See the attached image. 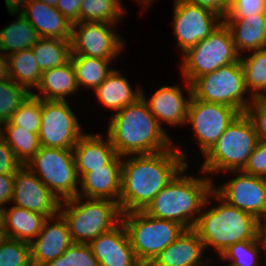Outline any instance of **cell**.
Returning a JSON list of instances; mask_svg holds the SVG:
<instances>
[{"label": "cell", "mask_w": 266, "mask_h": 266, "mask_svg": "<svg viewBox=\"0 0 266 266\" xmlns=\"http://www.w3.org/2000/svg\"><path fill=\"white\" fill-rule=\"evenodd\" d=\"M248 53L240 56V63L247 91L258 99L266 90V48Z\"/></svg>", "instance_id": "34"}, {"label": "cell", "mask_w": 266, "mask_h": 266, "mask_svg": "<svg viewBox=\"0 0 266 266\" xmlns=\"http://www.w3.org/2000/svg\"><path fill=\"white\" fill-rule=\"evenodd\" d=\"M122 0H84L79 9V22L119 24L128 11Z\"/></svg>", "instance_id": "33"}, {"label": "cell", "mask_w": 266, "mask_h": 266, "mask_svg": "<svg viewBox=\"0 0 266 266\" xmlns=\"http://www.w3.org/2000/svg\"><path fill=\"white\" fill-rule=\"evenodd\" d=\"M11 205L43 214L47 218L59 213L60 201L25 165L14 173Z\"/></svg>", "instance_id": "16"}, {"label": "cell", "mask_w": 266, "mask_h": 266, "mask_svg": "<svg viewBox=\"0 0 266 266\" xmlns=\"http://www.w3.org/2000/svg\"><path fill=\"white\" fill-rule=\"evenodd\" d=\"M115 26L117 24L95 21L72 24L71 55L110 60L115 64L126 49L123 37L115 32Z\"/></svg>", "instance_id": "11"}, {"label": "cell", "mask_w": 266, "mask_h": 266, "mask_svg": "<svg viewBox=\"0 0 266 266\" xmlns=\"http://www.w3.org/2000/svg\"><path fill=\"white\" fill-rule=\"evenodd\" d=\"M141 86L131 87L128 78L116 67L94 90L98 102L104 108L116 113L125 106L135 103L141 97Z\"/></svg>", "instance_id": "24"}, {"label": "cell", "mask_w": 266, "mask_h": 266, "mask_svg": "<svg viewBox=\"0 0 266 266\" xmlns=\"http://www.w3.org/2000/svg\"><path fill=\"white\" fill-rule=\"evenodd\" d=\"M188 165L154 197L143 210L146 214L177 222L185 229L194 227L209 193L213 190L215 180L200 170L203 177L186 173L189 170Z\"/></svg>", "instance_id": "4"}, {"label": "cell", "mask_w": 266, "mask_h": 266, "mask_svg": "<svg viewBox=\"0 0 266 266\" xmlns=\"http://www.w3.org/2000/svg\"><path fill=\"white\" fill-rule=\"evenodd\" d=\"M181 56V75L190 84L196 78L240 59L231 32L224 21L208 37L190 47Z\"/></svg>", "instance_id": "8"}, {"label": "cell", "mask_w": 266, "mask_h": 266, "mask_svg": "<svg viewBox=\"0 0 266 266\" xmlns=\"http://www.w3.org/2000/svg\"><path fill=\"white\" fill-rule=\"evenodd\" d=\"M30 258L28 242L5 238L0 243V266H18Z\"/></svg>", "instance_id": "39"}, {"label": "cell", "mask_w": 266, "mask_h": 266, "mask_svg": "<svg viewBox=\"0 0 266 266\" xmlns=\"http://www.w3.org/2000/svg\"><path fill=\"white\" fill-rule=\"evenodd\" d=\"M191 88L195 99L231 106L241 114L254 101L245 86L240 59L196 78Z\"/></svg>", "instance_id": "9"}, {"label": "cell", "mask_w": 266, "mask_h": 266, "mask_svg": "<svg viewBox=\"0 0 266 266\" xmlns=\"http://www.w3.org/2000/svg\"><path fill=\"white\" fill-rule=\"evenodd\" d=\"M113 114L105 134L118 156L153 154L173 146L172 137L141 97Z\"/></svg>", "instance_id": "2"}, {"label": "cell", "mask_w": 266, "mask_h": 266, "mask_svg": "<svg viewBox=\"0 0 266 266\" xmlns=\"http://www.w3.org/2000/svg\"><path fill=\"white\" fill-rule=\"evenodd\" d=\"M84 0H58L56 9L71 23L79 22V9Z\"/></svg>", "instance_id": "44"}, {"label": "cell", "mask_w": 266, "mask_h": 266, "mask_svg": "<svg viewBox=\"0 0 266 266\" xmlns=\"http://www.w3.org/2000/svg\"><path fill=\"white\" fill-rule=\"evenodd\" d=\"M255 14H266V0H231L223 19H242Z\"/></svg>", "instance_id": "40"}, {"label": "cell", "mask_w": 266, "mask_h": 266, "mask_svg": "<svg viewBox=\"0 0 266 266\" xmlns=\"http://www.w3.org/2000/svg\"><path fill=\"white\" fill-rule=\"evenodd\" d=\"M23 164L0 135V174H14Z\"/></svg>", "instance_id": "43"}, {"label": "cell", "mask_w": 266, "mask_h": 266, "mask_svg": "<svg viewBox=\"0 0 266 266\" xmlns=\"http://www.w3.org/2000/svg\"><path fill=\"white\" fill-rule=\"evenodd\" d=\"M59 213L68 224L73 243L83 244L116 227L122 215L117 202L79 196L60 201Z\"/></svg>", "instance_id": "5"}, {"label": "cell", "mask_w": 266, "mask_h": 266, "mask_svg": "<svg viewBox=\"0 0 266 266\" xmlns=\"http://www.w3.org/2000/svg\"><path fill=\"white\" fill-rule=\"evenodd\" d=\"M76 115L68 100H42L41 146L72 150L84 134Z\"/></svg>", "instance_id": "12"}, {"label": "cell", "mask_w": 266, "mask_h": 266, "mask_svg": "<svg viewBox=\"0 0 266 266\" xmlns=\"http://www.w3.org/2000/svg\"><path fill=\"white\" fill-rule=\"evenodd\" d=\"M122 157L117 156L104 168L92 169L79 179L77 196L109 199L119 204L121 191Z\"/></svg>", "instance_id": "22"}, {"label": "cell", "mask_w": 266, "mask_h": 266, "mask_svg": "<svg viewBox=\"0 0 266 266\" xmlns=\"http://www.w3.org/2000/svg\"><path fill=\"white\" fill-rule=\"evenodd\" d=\"M29 94L11 78L0 80V125L10 120Z\"/></svg>", "instance_id": "37"}, {"label": "cell", "mask_w": 266, "mask_h": 266, "mask_svg": "<svg viewBox=\"0 0 266 266\" xmlns=\"http://www.w3.org/2000/svg\"><path fill=\"white\" fill-rule=\"evenodd\" d=\"M13 187L14 174H0V209L2 211L11 203Z\"/></svg>", "instance_id": "46"}, {"label": "cell", "mask_w": 266, "mask_h": 266, "mask_svg": "<svg viewBox=\"0 0 266 266\" xmlns=\"http://www.w3.org/2000/svg\"><path fill=\"white\" fill-rule=\"evenodd\" d=\"M0 135L23 165H26L41 147L38 134L13 126L9 121L0 125Z\"/></svg>", "instance_id": "32"}, {"label": "cell", "mask_w": 266, "mask_h": 266, "mask_svg": "<svg viewBox=\"0 0 266 266\" xmlns=\"http://www.w3.org/2000/svg\"><path fill=\"white\" fill-rule=\"evenodd\" d=\"M263 244L260 236L253 240H244L229 246L218 257V261L227 262L226 266H262Z\"/></svg>", "instance_id": "35"}, {"label": "cell", "mask_w": 266, "mask_h": 266, "mask_svg": "<svg viewBox=\"0 0 266 266\" xmlns=\"http://www.w3.org/2000/svg\"><path fill=\"white\" fill-rule=\"evenodd\" d=\"M245 113L251 119L258 139L266 142V104L254 99Z\"/></svg>", "instance_id": "42"}, {"label": "cell", "mask_w": 266, "mask_h": 266, "mask_svg": "<svg viewBox=\"0 0 266 266\" xmlns=\"http://www.w3.org/2000/svg\"><path fill=\"white\" fill-rule=\"evenodd\" d=\"M184 82L185 94L180 83L177 85H164L159 87L150 98L144 93L145 89L141 88V98L147 104L148 109L157 119L159 125L163 128V124L178 127L185 125L187 121L188 105L192 97L191 84L186 80ZM147 98V99H146Z\"/></svg>", "instance_id": "17"}, {"label": "cell", "mask_w": 266, "mask_h": 266, "mask_svg": "<svg viewBox=\"0 0 266 266\" xmlns=\"http://www.w3.org/2000/svg\"><path fill=\"white\" fill-rule=\"evenodd\" d=\"M224 183L213 184V190L229 205L254 215L262 223L266 222V178L249 175L240 171Z\"/></svg>", "instance_id": "14"}, {"label": "cell", "mask_w": 266, "mask_h": 266, "mask_svg": "<svg viewBox=\"0 0 266 266\" xmlns=\"http://www.w3.org/2000/svg\"><path fill=\"white\" fill-rule=\"evenodd\" d=\"M7 207L3 209L2 218L5 237L30 243L41 231L47 217L15 205Z\"/></svg>", "instance_id": "27"}, {"label": "cell", "mask_w": 266, "mask_h": 266, "mask_svg": "<svg viewBox=\"0 0 266 266\" xmlns=\"http://www.w3.org/2000/svg\"><path fill=\"white\" fill-rule=\"evenodd\" d=\"M205 252L198 234L193 229H185L149 266H209L213 257H207Z\"/></svg>", "instance_id": "20"}, {"label": "cell", "mask_w": 266, "mask_h": 266, "mask_svg": "<svg viewBox=\"0 0 266 266\" xmlns=\"http://www.w3.org/2000/svg\"><path fill=\"white\" fill-rule=\"evenodd\" d=\"M72 243L68 224L58 213L44 221L39 234L29 243L30 257L37 266H44L61 256Z\"/></svg>", "instance_id": "18"}, {"label": "cell", "mask_w": 266, "mask_h": 266, "mask_svg": "<svg viewBox=\"0 0 266 266\" xmlns=\"http://www.w3.org/2000/svg\"><path fill=\"white\" fill-rule=\"evenodd\" d=\"M7 11L10 13H21L28 0H4Z\"/></svg>", "instance_id": "47"}, {"label": "cell", "mask_w": 266, "mask_h": 266, "mask_svg": "<svg viewBox=\"0 0 266 266\" xmlns=\"http://www.w3.org/2000/svg\"><path fill=\"white\" fill-rule=\"evenodd\" d=\"M124 224L135 256L143 266L172 244L185 228L174 221L154 218L143 210L122 213Z\"/></svg>", "instance_id": "7"}, {"label": "cell", "mask_w": 266, "mask_h": 266, "mask_svg": "<svg viewBox=\"0 0 266 266\" xmlns=\"http://www.w3.org/2000/svg\"><path fill=\"white\" fill-rule=\"evenodd\" d=\"M9 78L29 93L40 84L42 72L38 67L32 49L21 50L8 55ZM33 88V89H32Z\"/></svg>", "instance_id": "30"}, {"label": "cell", "mask_w": 266, "mask_h": 266, "mask_svg": "<svg viewBox=\"0 0 266 266\" xmlns=\"http://www.w3.org/2000/svg\"><path fill=\"white\" fill-rule=\"evenodd\" d=\"M173 35L180 52L185 53L208 37L223 19L213 11L183 0H173Z\"/></svg>", "instance_id": "15"}, {"label": "cell", "mask_w": 266, "mask_h": 266, "mask_svg": "<svg viewBox=\"0 0 266 266\" xmlns=\"http://www.w3.org/2000/svg\"><path fill=\"white\" fill-rule=\"evenodd\" d=\"M183 1L207 8L216 13L217 15H219L222 19L226 16L231 4V0H183Z\"/></svg>", "instance_id": "45"}, {"label": "cell", "mask_w": 266, "mask_h": 266, "mask_svg": "<svg viewBox=\"0 0 266 266\" xmlns=\"http://www.w3.org/2000/svg\"><path fill=\"white\" fill-rule=\"evenodd\" d=\"M32 94L42 100H68L79 92L75 69L70 60L63 66L42 72L40 84Z\"/></svg>", "instance_id": "26"}, {"label": "cell", "mask_w": 266, "mask_h": 266, "mask_svg": "<svg viewBox=\"0 0 266 266\" xmlns=\"http://www.w3.org/2000/svg\"><path fill=\"white\" fill-rule=\"evenodd\" d=\"M187 164V152L179 145L153 154L122 157L121 212L144 210Z\"/></svg>", "instance_id": "1"}, {"label": "cell", "mask_w": 266, "mask_h": 266, "mask_svg": "<svg viewBox=\"0 0 266 266\" xmlns=\"http://www.w3.org/2000/svg\"><path fill=\"white\" fill-rule=\"evenodd\" d=\"M18 266H37V265L35 264V262L30 257L25 263H22Z\"/></svg>", "instance_id": "51"}, {"label": "cell", "mask_w": 266, "mask_h": 266, "mask_svg": "<svg viewBox=\"0 0 266 266\" xmlns=\"http://www.w3.org/2000/svg\"><path fill=\"white\" fill-rule=\"evenodd\" d=\"M218 202L212 208V200ZM208 208V209H207ZM262 222L254 215L229 205L212 190L192 228L204 244L205 250L211 248L218 257L229 246L260 236Z\"/></svg>", "instance_id": "3"}, {"label": "cell", "mask_w": 266, "mask_h": 266, "mask_svg": "<svg viewBox=\"0 0 266 266\" xmlns=\"http://www.w3.org/2000/svg\"><path fill=\"white\" fill-rule=\"evenodd\" d=\"M3 211L0 209V226L2 225Z\"/></svg>", "instance_id": "54"}, {"label": "cell", "mask_w": 266, "mask_h": 266, "mask_svg": "<svg viewBox=\"0 0 266 266\" xmlns=\"http://www.w3.org/2000/svg\"><path fill=\"white\" fill-rule=\"evenodd\" d=\"M3 226H0V243L5 239Z\"/></svg>", "instance_id": "52"}, {"label": "cell", "mask_w": 266, "mask_h": 266, "mask_svg": "<svg viewBox=\"0 0 266 266\" xmlns=\"http://www.w3.org/2000/svg\"><path fill=\"white\" fill-rule=\"evenodd\" d=\"M244 173L266 178V142L257 143L254 151L248 159V163L242 170Z\"/></svg>", "instance_id": "41"}, {"label": "cell", "mask_w": 266, "mask_h": 266, "mask_svg": "<svg viewBox=\"0 0 266 266\" xmlns=\"http://www.w3.org/2000/svg\"><path fill=\"white\" fill-rule=\"evenodd\" d=\"M72 64L79 91L86 88L94 91L114 69L110 60L88 57L83 55H71Z\"/></svg>", "instance_id": "29"}, {"label": "cell", "mask_w": 266, "mask_h": 266, "mask_svg": "<svg viewBox=\"0 0 266 266\" xmlns=\"http://www.w3.org/2000/svg\"><path fill=\"white\" fill-rule=\"evenodd\" d=\"M89 246L101 266H143L135 256L122 222L93 239Z\"/></svg>", "instance_id": "19"}, {"label": "cell", "mask_w": 266, "mask_h": 266, "mask_svg": "<svg viewBox=\"0 0 266 266\" xmlns=\"http://www.w3.org/2000/svg\"><path fill=\"white\" fill-rule=\"evenodd\" d=\"M21 14L35 28L39 37L71 39L72 24L56 7L39 0H28Z\"/></svg>", "instance_id": "23"}, {"label": "cell", "mask_w": 266, "mask_h": 266, "mask_svg": "<svg viewBox=\"0 0 266 266\" xmlns=\"http://www.w3.org/2000/svg\"><path fill=\"white\" fill-rule=\"evenodd\" d=\"M9 78V59L8 55L0 50V80Z\"/></svg>", "instance_id": "48"}, {"label": "cell", "mask_w": 266, "mask_h": 266, "mask_svg": "<svg viewBox=\"0 0 266 266\" xmlns=\"http://www.w3.org/2000/svg\"><path fill=\"white\" fill-rule=\"evenodd\" d=\"M72 152L79 179L86 172H92V169L104 168L118 156L108 136L103 135V132L84 133L72 148Z\"/></svg>", "instance_id": "21"}, {"label": "cell", "mask_w": 266, "mask_h": 266, "mask_svg": "<svg viewBox=\"0 0 266 266\" xmlns=\"http://www.w3.org/2000/svg\"><path fill=\"white\" fill-rule=\"evenodd\" d=\"M259 142L257 132L246 113L231 123L213 147L203 156L200 171L213 176L243 170ZM211 174V175H210Z\"/></svg>", "instance_id": "6"}, {"label": "cell", "mask_w": 266, "mask_h": 266, "mask_svg": "<svg viewBox=\"0 0 266 266\" xmlns=\"http://www.w3.org/2000/svg\"><path fill=\"white\" fill-rule=\"evenodd\" d=\"M135 1V0H134ZM137 2H138V4H140L143 8H144V10H147V9H149L148 7H152V4L154 3V1H156V0H136Z\"/></svg>", "instance_id": "50"}, {"label": "cell", "mask_w": 266, "mask_h": 266, "mask_svg": "<svg viewBox=\"0 0 266 266\" xmlns=\"http://www.w3.org/2000/svg\"><path fill=\"white\" fill-rule=\"evenodd\" d=\"M223 21L231 32L235 49L240 56L266 48V14Z\"/></svg>", "instance_id": "25"}, {"label": "cell", "mask_w": 266, "mask_h": 266, "mask_svg": "<svg viewBox=\"0 0 266 266\" xmlns=\"http://www.w3.org/2000/svg\"><path fill=\"white\" fill-rule=\"evenodd\" d=\"M42 99L30 93L13 113L9 122L38 134L41 125Z\"/></svg>", "instance_id": "36"}, {"label": "cell", "mask_w": 266, "mask_h": 266, "mask_svg": "<svg viewBox=\"0 0 266 266\" xmlns=\"http://www.w3.org/2000/svg\"><path fill=\"white\" fill-rule=\"evenodd\" d=\"M31 49L41 72L63 66L71 59L70 40L40 37Z\"/></svg>", "instance_id": "31"}, {"label": "cell", "mask_w": 266, "mask_h": 266, "mask_svg": "<svg viewBox=\"0 0 266 266\" xmlns=\"http://www.w3.org/2000/svg\"><path fill=\"white\" fill-rule=\"evenodd\" d=\"M44 266H101L89 244L72 243L67 250L55 260Z\"/></svg>", "instance_id": "38"}, {"label": "cell", "mask_w": 266, "mask_h": 266, "mask_svg": "<svg viewBox=\"0 0 266 266\" xmlns=\"http://www.w3.org/2000/svg\"><path fill=\"white\" fill-rule=\"evenodd\" d=\"M261 102L266 104V90L265 92L258 98Z\"/></svg>", "instance_id": "53"}, {"label": "cell", "mask_w": 266, "mask_h": 266, "mask_svg": "<svg viewBox=\"0 0 266 266\" xmlns=\"http://www.w3.org/2000/svg\"><path fill=\"white\" fill-rule=\"evenodd\" d=\"M10 15H16V20L0 29V50L6 55L30 49L40 38L35 28L21 13Z\"/></svg>", "instance_id": "28"}, {"label": "cell", "mask_w": 266, "mask_h": 266, "mask_svg": "<svg viewBox=\"0 0 266 266\" xmlns=\"http://www.w3.org/2000/svg\"><path fill=\"white\" fill-rule=\"evenodd\" d=\"M260 239L263 244L264 264L266 265V224L263 223L260 230Z\"/></svg>", "instance_id": "49"}, {"label": "cell", "mask_w": 266, "mask_h": 266, "mask_svg": "<svg viewBox=\"0 0 266 266\" xmlns=\"http://www.w3.org/2000/svg\"><path fill=\"white\" fill-rule=\"evenodd\" d=\"M241 113L218 103L205 102L191 97L186 125L193 127L197 145L204 156Z\"/></svg>", "instance_id": "13"}, {"label": "cell", "mask_w": 266, "mask_h": 266, "mask_svg": "<svg viewBox=\"0 0 266 266\" xmlns=\"http://www.w3.org/2000/svg\"><path fill=\"white\" fill-rule=\"evenodd\" d=\"M25 166L59 201L77 196L79 177L72 150L41 146Z\"/></svg>", "instance_id": "10"}]
</instances>
